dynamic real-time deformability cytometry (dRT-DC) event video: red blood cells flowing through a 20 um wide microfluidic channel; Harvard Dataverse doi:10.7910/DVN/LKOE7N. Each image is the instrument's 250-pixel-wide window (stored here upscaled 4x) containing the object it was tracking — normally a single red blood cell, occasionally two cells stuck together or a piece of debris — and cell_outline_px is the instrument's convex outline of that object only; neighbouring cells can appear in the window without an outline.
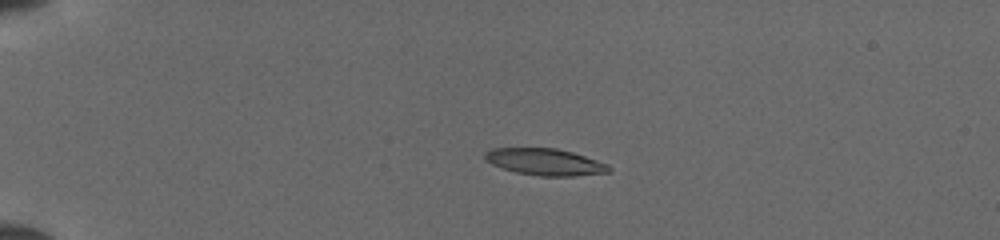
{"species": "common noctule bat (a hibernating species)", "species_latin": "Nyctalus noctula", "temperature_condition": "cold", "stored_images_in_passage": 52, "camera_frame_rate_fps": 3000, "um_per_image_px": 0.085, "animal": {"sex": "female", "body_mass_g": 19.5, "forearm_length_mm": 54.1}, "frame": {"image": 1, "passage_image": 14, "time_ms": 4.333, "image_size_px": [1000, 240], "cell_outline_px": [[612, 172], [576, 176], [540, 176], [516, 172], [492, 164], [484, 160], [484, 152], [492, 148], [556, 148], [572, 152], [608, 164], [612, 168]], "centroid_in_image_um": [46.34, 13.76], "position_along_channel_um": 38.7, "area_um2": 19.36}}
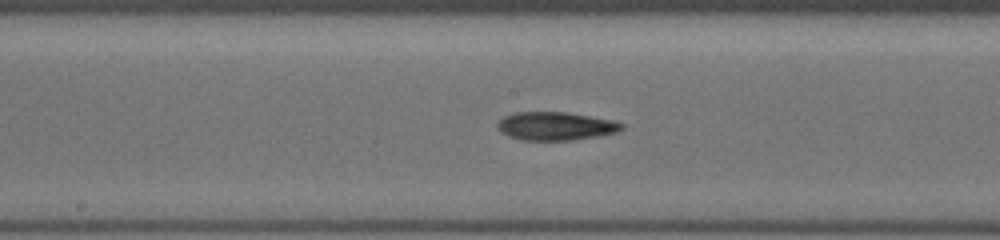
{"frame": {"image": 2, "passage_image": 30, "time_ms": 9.667, "image_size_px": [1000, 240], "cell_outline_px": [[624, 128], [616, 132], [600, 136], [572, 140], [520, 140], [508, 136], [500, 132], [496, 124], [504, 116], [516, 112], [568, 112], [612, 120], [624, 124]], "centroid_in_image_um": [47.22, 10.72], "position_along_channel_um": 201.0, "area_um2": 20.58}}
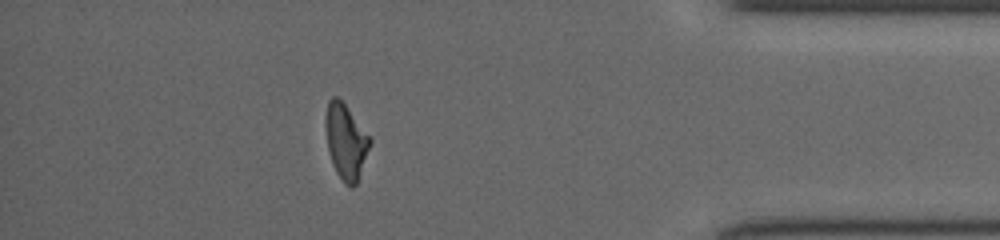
{"frame": {"image": 3, "passage_image": 47, "time_ms": 15.333, "image_size_px": [1000, 240], "cell_outline_px": [[372, 144], [356, 184], [352, 188], [344, 184], [336, 172], [332, 164], [328, 148], [324, 124], [324, 120], [328, 100], [332, 96], [336, 96], [344, 104], [372, 140]], "centroid_in_image_um": [29.38, 12.05], "position_along_channel_um": 405.8, "area_um2": 19.42}}